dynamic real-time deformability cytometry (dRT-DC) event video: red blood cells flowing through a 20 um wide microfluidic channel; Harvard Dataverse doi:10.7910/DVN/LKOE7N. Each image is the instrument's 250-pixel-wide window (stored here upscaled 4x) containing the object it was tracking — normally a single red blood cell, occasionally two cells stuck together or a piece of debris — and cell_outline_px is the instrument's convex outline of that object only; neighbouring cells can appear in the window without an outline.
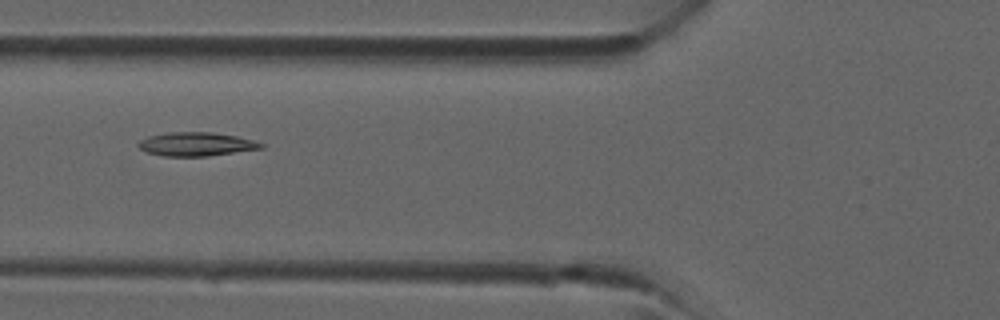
{"species": "common noctule bat (a hibernating species)", "species_latin": "Nyctalus noctula", "temperature_condition": "room temperature", "stored_images_in_passage": 3, "camera_frame_rate_fps": 3000, "um_per_image_px": 0.085, "animal": {"sex": "male", "forearm_length_mm": 52.5}, "frame": {"image": 1, "passage_image": 3, "time_ms": 2.333, "image_size_px": [1000, 320], "cell_outline_px": [[264, 148], [208, 156], [164, 156], [144, 152], [136, 144], [140, 140], [148, 136], [168, 132], [212, 132], [236, 136], [252, 140], [264, 144]], "centroid_in_image_um": [16.64, 12.25], "position_along_channel_um": 109.2, "area_um2": 16.99}}